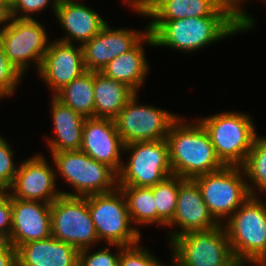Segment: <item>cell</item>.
Masks as SVG:
<instances>
[{
    "label": "cell",
    "instance_id": "cell-1",
    "mask_svg": "<svg viewBox=\"0 0 266 266\" xmlns=\"http://www.w3.org/2000/svg\"><path fill=\"white\" fill-rule=\"evenodd\" d=\"M148 32L156 47L181 52L199 51L205 46L244 32L239 17H188L170 21H149Z\"/></svg>",
    "mask_w": 266,
    "mask_h": 266
},
{
    "label": "cell",
    "instance_id": "cell-2",
    "mask_svg": "<svg viewBox=\"0 0 266 266\" xmlns=\"http://www.w3.org/2000/svg\"><path fill=\"white\" fill-rule=\"evenodd\" d=\"M185 120L179 117L171 125L166 137L173 175L194 179L223 168L225 165L217 157L202 124L197 120L192 121L194 123L184 122Z\"/></svg>",
    "mask_w": 266,
    "mask_h": 266
},
{
    "label": "cell",
    "instance_id": "cell-3",
    "mask_svg": "<svg viewBox=\"0 0 266 266\" xmlns=\"http://www.w3.org/2000/svg\"><path fill=\"white\" fill-rule=\"evenodd\" d=\"M250 196L223 226L231 251L240 266L259 265L266 259V204Z\"/></svg>",
    "mask_w": 266,
    "mask_h": 266
},
{
    "label": "cell",
    "instance_id": "cell-4",
    "mask_svg": "<svg viewBox=\"0 0 266 266\" xmlns=\"http://www.w3.org/2000/svg\"><path fill=\"white\" fill-rule=\"evenodd\" d=\"M198 121L207 131L217 157L225 166H242L257 136L254 121L246 113L223 112Z\"/></svg>",
    "mask_w": 266,
    "mask_h": 266
},
{
    "label": "cell",
    "instance_id": "cell-5",
    "mask_svg": "<svg viewBox=\"0 0 266 266\" xmlns=\"http://www.w3.org/2000/svg\"><path fill=\"white\" fill-rule=\"evenodd\" d=\"M56 175L73 187L74 192L61 191V195L85 197L111 192L118 187V174L108 165L100 163L81 150L50 153Z\"/></svg>",
    "mask_w": 266,
    "mask_h": 266
},
{
    "label": "cell",
    "instance_id": "cell-6",
    "mask_svg": "<svg viewBox=\"0 0 266 266\" xmlns=\"http://www.w3.org/2000/svg\"><path fill=\"white\" fill-rule=\"evenodd\" d=\"M169 245L174 266H240L223 224L208 231L183 233Z\"/></svg>",
    "mask_w": 266,
    "mask_h": 266
},
{
    "label": "cell",
    "instance_id": "cell-7",
    "mask_svg": "<svg viewBox=\"0 0 266 266\" xmlns=\"http://www.w3.org/2000/svg\"><path fill=\"white\" fill-rule=\"evenodd\" d=\"M99 242L132 246L140 242L141 232L132 225L126 199L117 187L111 192L85 196Z\"/></svg>",
    "mask_w": 266,
    "mask_h": 266
},
{
    "label": "cell",
    "instance_id": "cell-8",
    "mask_svg": "<svg viewBox=\"0 0 266 266\" xmlns=\"http://www.w3.org/2000/svg\"><path fill=\"white\" fill-rule=\"evenodd\" d=\"M193 180L210 214L219 224H223L251 196L242 166H224Z\"/></svg>",
    "mask_w": 266,
    "mask_h": 266
},
{
    "label": "cell",
    "instance_id": "cell-9",
    "mask_svg": "<svg viewBox=\"0 0 266 266\" xmlns=\"http://www.w3.org/2000/svg\"><path fill=\"white\" fill-rule=\"evenodd\" d=\"M129 161L122 163L118 186L152 187L173 175L166 139L124 145Z\"/></svg>",
    "mask_w": 266,
    "mask_h": 266
},
{
    "label": "cell",
    "instance_id": "cell-10",
    "mask_svg": "<svg viewBox=\"0 0 266 266\" xmlns=\"http://www.w3.org/2000/svg\"><path fill=\"white\" fill-rule=\"evenodd\" d=\"M51 236L78 250L99 244L86 197L60 195L51 203Z\"/></svg>",
    "mask_w": 266,
    "mask_h": 266
},
{
    "label": "cell",
    "instance_id": "cell-11",
    "mask_svg": "<svg viewBox=\"0 0 266 266\" xmlns=\"http://www.w3.org/2000/svg\"><path fill=\"white\" fill-rule=\"evenodd\" d=\"M0 42L8 59L23 76L30 64L34 63L39 70L50 44L41 22L15 17L0 29Z\"/></svg>",
    "mask_w": 266,
    "mask_h": 266
},
{
    "label": "cell",
    "instance_id": "cell-12",
    "mask_svg": "<svg viewBox=\"0 0 266 266\" xmlns=\"http://www.w3.org/2000/svg\"><path fill=\"white\" fill-rule=\"evenodd\" d=\"M135 93L114 118L115 126L124 145L139 141L166 139L171 125L180 117L162 108L139 105Z\"/></svg>",
    "mask_w": 266,
    "mask_h": 266
},
{
    "label": "cell",
    "instance_id": "cell-13",
    "mask_svg": "<svg viewBox=\"0 0 266 266\" xmlns=\"http://www.w3.org/2000/svg\"><path fill=\"white\" fill-rule=\"evenodd\" d=\"M42 154H35L20 163L11 185L12 197L22 200L40 201L51 204L61 192L56 189L55 167L48 164Z\"/></svg>",
    "mask_w": 266,
    "mask_h": 266
},
{
    "label": "cell",
    "instance_id": "cell-14",
    "mask_svg": "<svg viewBox=\"0 0 266 266\" xmlns=\"http://www.w3.org/2000/svg\"><path fill=\"white\" fill-rule=\"evenodd\" d=\"M85 71L87 70L84 65L82 46L54 40L50 42L37 74L48 89H51L54 96Z\"/></svg>",
    "mask_w": 266,
    "mask_h": 266
},
{
    "label": "cell",
    "instance_id": "cell-15",
    "mask_svg": "<svg viewBox=\"0 0 266 266\" xmlns=\"http://www.w3.org/2000/svg\"><path fill=\"white\" fill-rule=\"evenodd\" d=\"M147 33L148 25L144 31H135L124 27L113 29L107 23L97 35L82 45L86 70L101 72L110 61L132 49Z\"/></svg>",
    "mask_w": 266,
    "mask_h": 266
},
{
    "label": "cell",
    "instance_id": "cell-16",
    "mask_svg": "<svg viewBox=\"0 0 266 266\" xmlns=\"http://www.w3.org/2000/svg\"><path fill=\"white\" fill-rule=\"evenodd\" d=\"M220 225L210 214L203 200L200 189L193 179L180 177L178 199L173 220L167 225L174 228L169 234V243L183 233L192 231H208ZM174 226V227H173Z\"/></svg>",
    "mask_w": 266,
    "mask_h": 266
},
{
    "label": "cell",
    "instance_id": "cell-17",
    "mask_svg": "<svg viewBox=\"0 0 266 266\" xmlns=\"http://www.w3.org/2000/svg\"><path fill=\"white\" fill-rule=\"evenodd\" d=\"M81 151L92 159L111 167L117 174L122 166L124 143L118 134L114 119L85 118Z\"/></svg>",
    "mask_w": 266,
    "mask_h": 266
},
{
    "label": "cell",
    "instance_id": "cell-18",
    "mask_svg": "<svg viewBox=\"0 0 266 266\" xmlns=\"http://www.w3.org/2000/svg\"><path fill=\"white\" fill-rule=\"evenodd\" d=\"M51 204L12 197V228L9 240L21 245L51 236Z\"/></svg>",
    "mask_w": 266,
    "mask_h": 266
},
{
    "label": "cell",
    "instance_id": "cell-19",
    "mask_svg": "<svg viewBox=\"0 0 266 266\" xmlns=\"http://www.w3.org/2000/svg\"><path fill=\"white\" fill-rule=\"evenodd\" d=\"M55 17L67 34L56 40L70 44L76 41L81 46L107 24L98 12L78 0H59Z\"/></svg>",
    "mask_w": 266,
    "mask_h": 266
},
{
    "label": "cell",
    "instance_id": "cell-20",
    "mask_svg": "<svg viewBox=\"0 0 266 266\" xmlns=\"http://www.w3.org/2000/svg\"><path fill=\"white\" fill-rule=\"evenodd\" d=\"M79 250L53 236L30 241L17 249V266H76Z\"/></svg>",
    "mask_w": 266,
    "mask_h": 266
},
{
    "label": "cell",
    "instance_id": "cell-21",
    "mask_svg": "<svg viewBox=\"0 0 266 266\" xmlns=\"http://www.w3.org/2000/svg\"><path fill=\"white\" fill-rule=\"evenodd\" d=\"M147 44L155 46L154 38L148 32L132 49L115 57L101 72L112 80H117L129 86L135 93L145 83L148 76L149 65L146 61L144 47Z\"/></svg>",
    "mask_w": 266,
    "mask_h": 266
},
{
    "label": "cell",
    "instance_id": "cell-22",
    "mask_svg": "<svg viewBox=\"0 0 266 266\" xmlns=\"http://www.w3.org/2000/svg\"><path fill=\"white\" fill-rule=\"evenodd\" d=\"M50 102L55 132V137H46L50 152L80 150L85 117L63 104L55 96H52Z\"/></svg>",
    "mask_w": 266,
    "mask_h": 266
},
{
    "label": "cell",
    "instance_id": "cell-23",
    "mask_svg": "<svg viewBox=\"0 0 266 266\" xmlns=\"http://www.w3.org/2000/svg\"><path fill=\"white\" fill-rule=\"evenodd\" d=\"M144 16L151 17L150 21H170L188 17H238L220 0H160Z\"/></svg>",
    "mask_w": 266,
    "mask_h": 266
},
{
    "label": "cell",
    "instance_id": "cell-24",
    "mask_svg": "<svg viewBox=\"0 0 266 266\" xmlns=\"http://www.w3.org/2000/svg\"><path fill=\"white\" fill-rule=\"evenodd\" d=\"M94 117L114 119L135 92L126 84L94 71Z\"/></svg>",
    "mask_w": 266,
    "mask_h": 266
},
{
    "label": "cell",
    "instance_id": "cell-25",
    "mask_svg": "<svg viewBox=\"0 0 266 266\" xmlns=\"http://www.w3.org/2000/svg\"><path fill=\"white\" fill-rule=\"evenodd\" d=\"M94 71H85L54 96L85 118L94 117Z\"/></svg>",
    "mask_w": 266,
    "mask_h": 266
},
{
    "label": "cell",
    "instance_id": "cell-26",
    "mask_svg": "<svg viewBox=\"0 0 266 266\" xmlns=\"http://www.w3.org/2000/svg\"><path fill=\"white\" fill-rule=\"evenodd\" d=\"M126 199L132 224H157V209L152 187L118 186Z\"/></svg>",
    "mask_w": 266,
    "mask_h": 266
},
{
    "label": "cell",
    "instance_id": "cell-27",
    "mask_svg": "<svg viewBox=\"0 0 266 266\" xmlns=\"http://www.w3.org/2000/svg\"><path fill=\"white\" fill-rule=\"evenodd\" d=\"M246 175L251 196H259L256 192L266 193V137L256 136L252 148L242 165ZM256 187V188H255Z\"/></svg>",
    "mask_w": 266,
    "mask_h": 266
},
{
    "label": "cell",
    "instance_id": "cell-28",
    "mask_svg": "<svg viewBox=\"0 0 266 266\" xmlns=\"http://www.w3.org/2000/svg\"><path fill=\"white\" fill-rule=\"evenodd\" d=\"M180 177L172 175L152 186L157 209V225L165 228L173 220L178 199Z\"/></svg>",
    "mask_w": 266,
    "mask_h": 266
},
{
    "label": "cell",
    "instance_id": "cell-29",
    "mask_svg": "<svg viewBox=\"0 0 266 266\" xmlns=\"http://www.w3.org/2000/svg\"><path fill=\"white\" fill-rule=\"evenodd\" d=\"M113 246L116 247L118 253L110 250ZM124 246L119 244H109L105 248L98 249L95 252L92 251V247L79 250V262L83 266H118L121 249Z\"/></svg>",
    "mask_w": 266,
    "mask_h": 266
},
{
    "label": "cell",
    "instance_id": "cell-30",
    "mask_svg": "<svg viewBox=\"0 0 266 266\" xmlns=\"http://www.w3.org/2000/svg\"><path fill=\"white\" fill-rule=\"evenodd\" d=\"M22 75L6 56L0 42V99L13 95L17 85L23 79Z\"/></svg>",
    "mask_w": 266,
    "mask_h": 266
},
{
    "label": "cell",
    "instance_id": "cell-31",
    "mask_svg": "<svg viewBox=\"0 0 266 266\" xmlns=\"http://www.w3.org/2000/svg\"><path fill=\"white\" fill-rule=\"evenodd\" d=\"M13 156L11 146L0 134V193L9 192L18 170Z\"/></svg>",
    "mask_w": 266,
    "mask_h": 266
},
{
    "label": "cell",
    "instance_id": "cell-32",
    "mask_svg": "<svg viewBox=\"0 0 266 266\" xmlns=\"http://www.w3.org/2000/svg\"><path fill=\"white\" fill-rule=\"evenodd\" d=\"M137 243L132 246H124L118 266H166L157 257L147 250V247L139 246Z\"/></svg>",
    "mask_w": 266,
    "mask_h": 266
},
{
    "label": "cell",
    "instance_id": "cell-33",
    "mask_svg": "<svg viewBox=\"0 0 266 266\" xmlns=\"http://www.w3.org/2000/svg\"><path fill=\"white\" fill-rule=\"evenodd\" d=\"M58 2L59 0H17L11 7V16L20 19H34L33 13L39 14L49 6V3H52L50 6L55 15Z\"/></svg>",
    "mask_w": 266,
    "mask_h": 266
},
{
    "label": "cell",
    "instance_id": "cell-34",
    "mask_svg": "<svg viewBox=\"0 0 266 266\" xmlns=\"http://www.w3.org/2000/svg\"><path fill=\"white\" fill-rule=\"evenodd\" d=\"M12 228V196L0 193V237L9 239Z\"/></svg>",
    "mask_w": 266,
    "mask_h": 266
},
{
    "label": "cell",
    "instance_id": "cell-35",
    "mask_svg": "<svg viewBox=\"0 0 266 266\" xmlns=\"http://www.w3.org/2000/svg\"><path fill=\"white\" fill-rule=\"evenodd\" d=\"M224 5L228 6L242 21L244 32L252 29L255 26L254 17H250L249 13H246L242 4L246 0H220ZM242 3V4H241Z\"/></svg>",
    "mask_w": 266,
    "mask_h": 266
},
{
    "label": "cell",
    "instance_id": "cell-36",
    "mask_svg": "<svg viewBox=\"0 0 266 266\" xmlns=\"http://www.w3.org/2000/svg\"><path fill=\"white\" fill-rule=\"evenodd\" d=\"M0 266H17V249L9 239L0 237Z\"/></svg>",
    "mask_w": 266,
    "mask_h": 266
},
{
    "label": "cell",
    "instance_id": "cell-37",
    "mask_svg": "<svg viewBox=\"0 0 266 266\" xmlns=\"http://www.w3.org/2000/svg\"><path fill=\"white\" fill-rule=\"evenodd\" d=\"M11 7L3 0H0V29L11 20Z\"/></svg>",
    "mask_w": 266,
    "mask_h": 266
},
{
    "label": "cell",
    "instance_id": "cell-38",
    "mask_svg": "<svg viewBox=\"0 0 266 266\" xmlns=\"http://www.w3.org/2000/svg\"><path fill=\"white\" fill-rule=\"evenodd\" d=\"M160 0H143L142 4L135 10L139 15H146Z\"/></svg>",
    "mask_w": 266,
    "mask_h": 266
},
{
    "label": "cell",
    "instance_id": "cell-39",
    "mask_svg": "<svg viewBox=\"0 0 266 266\" xmlns=\"http://www.w3.org/2000/svg\"><path fill=\"white\" fill-rule=\"evenodd\" d=\"M125 4H128L134 11L142 4L143 0H123Z\"/></svg>",
    "mask_w": 266,
    "mask_h": 266
},
{
    "label": "cell",
    "instance_id": "cell-40",
    "mask_svg": "<svg viewBox=\"0 0 266 266\" xmlns=\"http://www.w3.org/2000/svg\"><path fill=\"white\" fill-rule=\"evenodd\" d=\"M3 1H5L10 7H12L17 0H3Z\"/></svg>",
    "mask_w": 266,
    "mask_h": 266
},
{
    "label": "cell",
    "instance_id": "cell-41",
    "mask_svg": "<svg viewBox=\"0 0 266 266\" xmlns=\"http://www.w3.org/2000/svg\"><path fill=\"white\" fill-rule=\"evenodd\" d=\"M76 266H83V265L78 261Z\"/></svg>",
    "mask_w": 266,
    "mask_h": 266
},
{
    "label": "cell",
    "instance_id": "cell-42",
    "mask_svg": "<svg viewBox=\"0 0 266 266\" xmlns=\"http://www.w3.org/2000/svg\"><path fill=\"white\" fill-rule=\"evenodd\" d=\"M257 266H266V264H259V265H257Z\"/></svg>",
    "mask_w": 266,
    "mask_h": 266
}]
</instances>
